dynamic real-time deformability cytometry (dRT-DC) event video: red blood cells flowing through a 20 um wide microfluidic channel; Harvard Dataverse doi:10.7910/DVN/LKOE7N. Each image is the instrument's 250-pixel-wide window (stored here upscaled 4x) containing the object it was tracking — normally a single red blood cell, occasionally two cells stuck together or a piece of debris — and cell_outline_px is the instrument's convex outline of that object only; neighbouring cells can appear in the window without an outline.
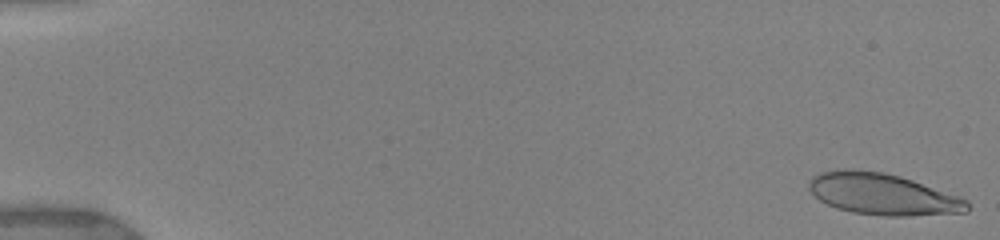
{"species": "human", "species_latin": "Homo sapiens", "temperature_condition": "warm", "stored_images_in_passage": 36, "segment_of_instrument_passage": [1, 2], "camera_frame_rate_fps": 3000, "um_per_image_px": 0.085, "donor": {"sex": "female"}, "frame": {"image": 1, "passage_image": 1, "time_ms": 0.0, "image_size_px": [1000, 240], "cell_outline_px": [[968, 212], [908, 216], [884, 216], [852, 212], [836, 208], [820, 200], [808, 188], [808, 180], [812, 176], [820, 172], [836, 168], [856, 168], [884, 172], [900, 176], [960, 196], [968, 200]], "centroid_in_image_um": [74.99, 16.48], "position_along_channel_um": 10.0, "area_um2": 38.67}}
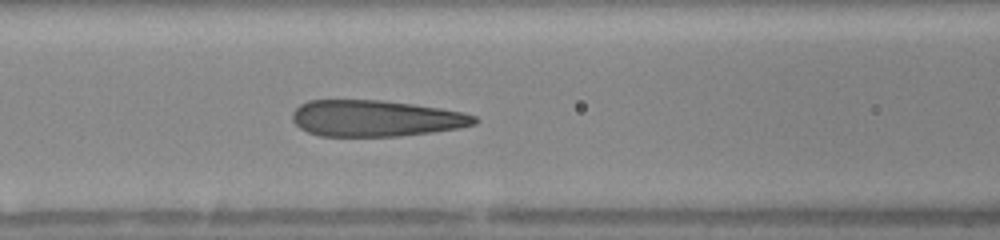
{"frame": {"image": 2, "passage_image": 21, "time_ms": 7.333, "image_size_px": [1000, 240], "cell_outline_px": [[480, 120], [476, 124], [460, 128], [432, 132], [400, 136], [320, 136], [308, 132], [300, 128], [292, 120], [292, 112], [300, 104], [308, 100], [384, 100], [440, 108], [464, 112], [476, 116]], "centroid_in_image_um": [31.95, 10.06], "position_along_channel_um": 134.6, "area_um2": 38.78}}
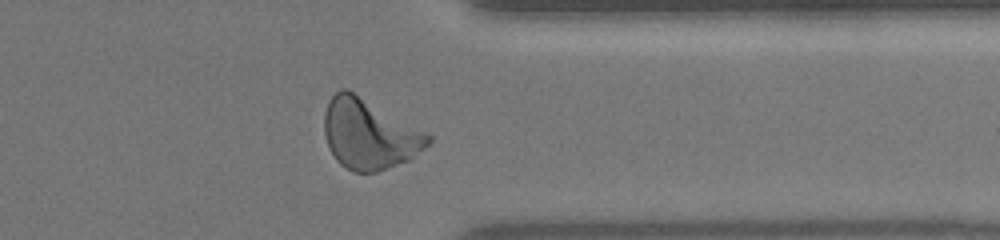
{"frame": {"image": 3, "passage_image": 30, "time_ms": 13.667, "image_size_px": [1000, 240], "cell_outline_px": [[432, 140], [428, 144], [408, 160], [376, 172], [352, 172], [340, 164], [336, 160], [328, 144], [324, 132], [324, 112], [328, 100], [340, 88], [348, 88], [432, 136]], "centroid_in_image_um": [31.34, 11.38], "position_along_channel_um": 380.1, "area_um2": 42.02}}